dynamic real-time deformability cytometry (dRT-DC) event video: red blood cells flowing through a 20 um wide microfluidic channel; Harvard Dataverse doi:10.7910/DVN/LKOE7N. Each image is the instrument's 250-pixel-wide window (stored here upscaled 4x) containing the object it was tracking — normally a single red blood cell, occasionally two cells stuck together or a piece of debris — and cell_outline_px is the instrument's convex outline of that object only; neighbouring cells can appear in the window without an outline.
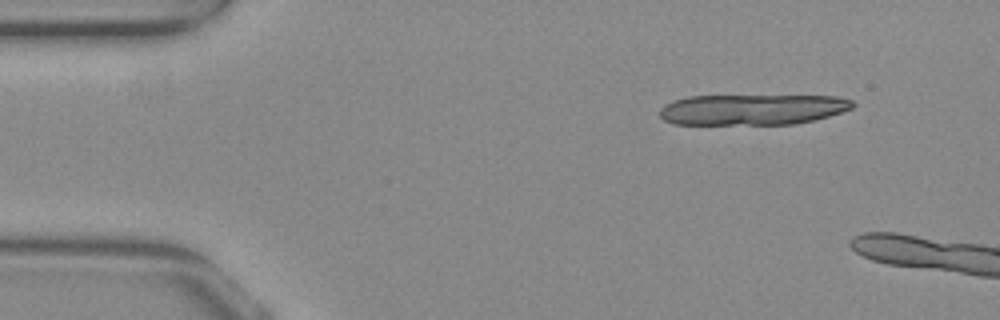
{"species": "common noctule bat (a hibernating species)", "species_latin": "Nyctalus noctula", "temperature_condition": "warm", "stored_images_in_passage": 8, "camera_frame_rate_fps": 3000, "um_per_image_px": 0.085, "animal": {"sex": "female", "body_mass_g": 29.2, "forearm_length_mm": 56.3}, "frame": {"image": 1, "passage_image": 5, "time_ms": 1.333, "image_size_px": [1000, 320], "cell_outline_px": [[856, 104], [852, 108], [828, 116], [796, 124], [672, 124], [664, 120], [660, 116], [660, 108], [664, 104], [688, 96], [836, 96], [852, 100]], "centroid_in_image_um": [63.93, 9.31], "position_along_channel_um": 21.1, "area_um2": 34.45}}